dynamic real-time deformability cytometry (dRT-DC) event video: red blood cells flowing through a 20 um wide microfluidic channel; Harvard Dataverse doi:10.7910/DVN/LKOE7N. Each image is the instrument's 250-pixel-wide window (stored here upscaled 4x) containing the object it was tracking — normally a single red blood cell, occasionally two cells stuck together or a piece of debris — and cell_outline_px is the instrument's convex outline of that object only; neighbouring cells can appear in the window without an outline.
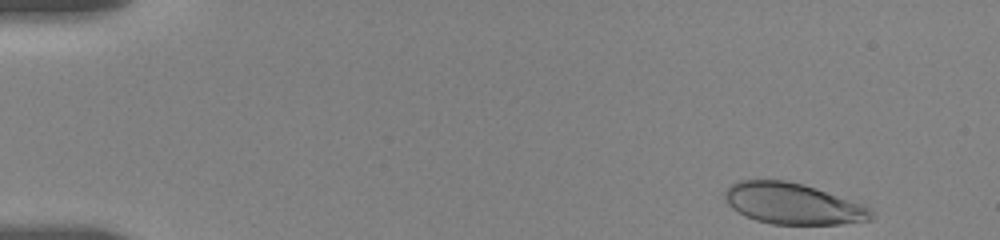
{"species": "human", "species_latin": "Homo sapiens", "temperature_condition": "room temperature", "stored_images_in_passage": 36, "camera_frame_rate_fps": 3000, "um_per_image_px": 0.085, "donor": {"sex": "female"}, "frame": {"image": 1, "passage_image": 1, "time_ms": 0.0, "image_size_px": [1000, 240], "cell_outline_px": [[872, 220], [840, 224], [772, 224], [756, 220], [732, 208], [728, 204], [724, 196], [724, 192], [732, 184], [740, 180], [784, 180], [804, 184], [816, 188], [860, 204], [868, 208], [872, 212]], "centroid_in_image_um": [67.37, 17.31], "position_along_channel_um": 17.6, "area_um2": 34.56}}
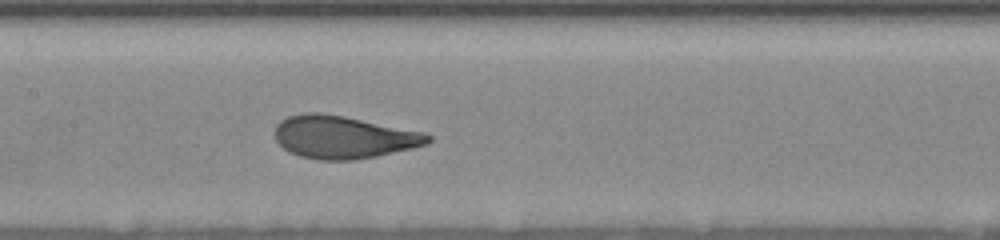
{"frame": {"image": 2, "passage_image": 20, "time_ms": 7.667, "image_size_px": [1000, 240], "cell_outline_px": [[432, 140], [428, 144], [412, 148], [376, 156], [352, 160], [320, 160], [300, 156], [288, 152], [276, 140], [276, 124], [280, 120], [288, 116], [304, 112], [320, 112], [344, 116], [424, 132], [432, 136]], "centroid_in_image_um": [29.19, 11.65], "position_along_channel_um": 178.2, "area_um2": 38.09}}
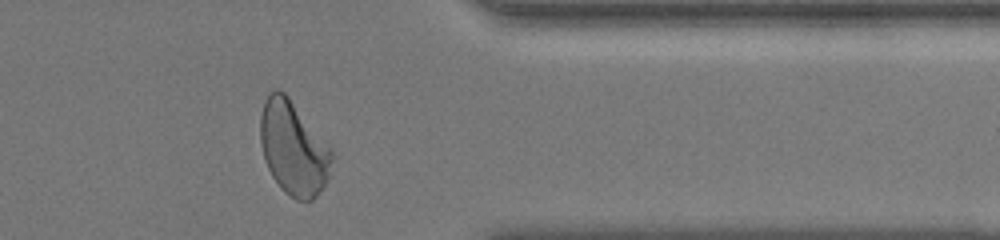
{"frame": {"image": 3, "passage_image": 34, "time_ms": 13.667, "image_size_px": [1000, 240], "cell_outline_px": [[332, 176], [324, 188], [312, 200], [296, 200], [284, 192], [280, 188], [272, 176], [264, 160], [260, 144], [260, 116], [264, 100], [276, 88], [284, 92], [288, 96], [332, 148]], "centroid_in_image_um": [24.96, 12.63], "position_along_channel_um": 386.4, "area_um2": 39.59}, "authors_computed_cell_mechanics": {"area_um2": 37.6278, "velocity_mm_per_s": 3.6234, "shape_relaxation_time_tau1_ms": 3.8674, "shape_relaxation_time_tau2_ms": null, "deformation_change_tau1": 0.1664, "deformation_change_tau2": null}}